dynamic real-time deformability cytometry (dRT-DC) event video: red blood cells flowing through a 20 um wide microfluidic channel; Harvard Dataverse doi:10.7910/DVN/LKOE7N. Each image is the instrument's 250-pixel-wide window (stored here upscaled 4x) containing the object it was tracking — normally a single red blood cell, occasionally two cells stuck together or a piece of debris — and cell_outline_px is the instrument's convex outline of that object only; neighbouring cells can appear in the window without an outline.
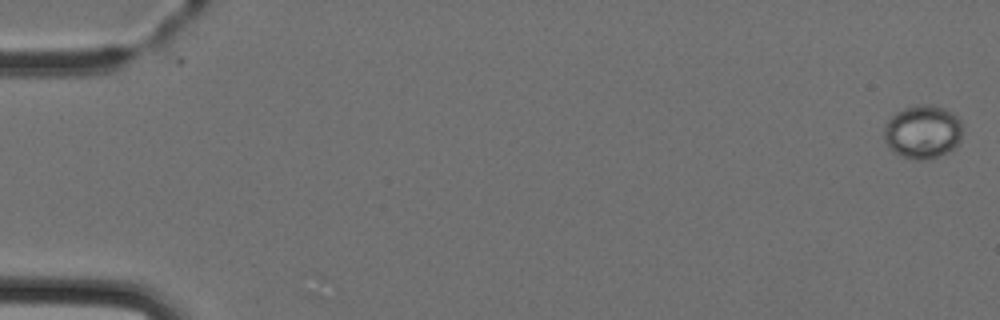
{"species": "Egyptian fruit bat (a non-hibernating species)", "species_latin": "Rousettus aegyptiacus", "temperature_condition": "cold", "stored_images_in_passage": 4, "camera_frame_rate_fps": 3000, "um_per_image_px": 0.085, "animal": {"sex": "female"}, "frame": {"image": 1, "passage_image": 1, "time_ms": 0.0, "image_size_px": [1000, 320], "cell_outline_px": [[960, 140], [948, 152], [928, 160], [916, 160], [904, 156], [896, 152], [884, 140], [884, 128], [888, 120], [896, 112], [904, 108], [916, 104], [928, 104], [944, 108], [952, 112], [960, 120]], "centroid_in_image_um": [78.42, 11.19], "position_along_channel_um": 6.6, "area_um2": 24.16}}